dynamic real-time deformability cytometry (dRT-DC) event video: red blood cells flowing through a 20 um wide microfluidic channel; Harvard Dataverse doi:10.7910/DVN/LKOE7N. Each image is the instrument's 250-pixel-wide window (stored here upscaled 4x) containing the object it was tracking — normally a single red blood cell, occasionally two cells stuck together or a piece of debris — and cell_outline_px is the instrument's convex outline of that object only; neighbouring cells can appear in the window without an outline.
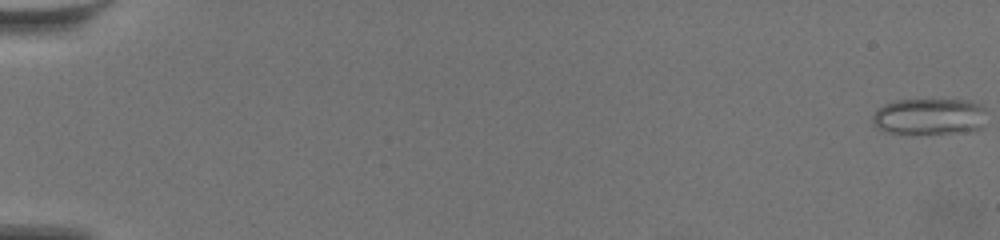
{"species": "common noctule bat (a hibernating species)", "species_latin": "Nyctalus noctula", "temperature_condition": "warm", "stored_images_in_passage": 61, "camera_frame_rate_fps": 3000, "um_per_image_px": 0.085, "animal": {"sex": "female", "body_mass_g": 19.5, "forearm_length_mm": 54.1}, "frame": {"image": 1, "passage_image": 1, "time_ms": 0.0, "image_size_px": [1000, 240], "cell_outline_px": [[984, 108], [980, 128], [952, 132], [916, 136], [888, 132], [876, 128], [872, 124], [872, 116], [876, 108], [884, 104], [896, 100], [968, 100], [980, 104]], "centroid_in_image_um": [78.86, 9.92], "position_along_channel_um": 6.1, "area_um2": 24.45}}
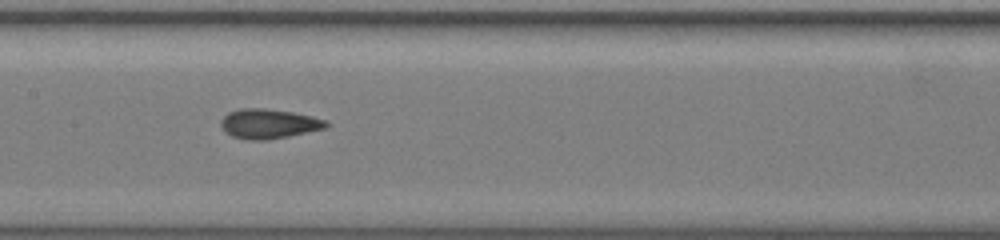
{"frame": {"image": 2, "passage_image": 33, "time_ms": 10.667, "image_size_px": [1000, 240], "cell_outline_px": [[332, 124], [324, 128], [288, 136], [268, 140], [244, 140], [232, 136], [224, 132], [220, 128], [220, 120], [228, 112], [240, 108], [264, 108], [292, 112], [312, 116], [328, 120]], "centroid_in_image_um": [22.81, 10.52], "position_along_channel_um": 184.6, "area_um2": 18.44}}
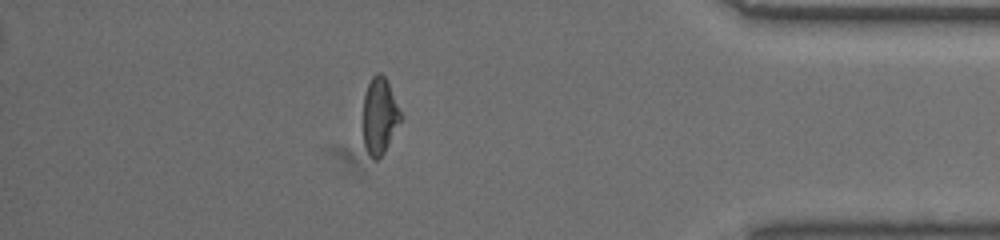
{"frame": {"image": 3, "passage_image": 54, "time_ms": 17.667, "image_size_px": [1000, 240], "cell_outline_px": [[400, 120], [384, 152], [376, 160], [372, 160], [368, 156], [364, 148], [364, 96], [368, 84], [372, 76], [376, 72], [380, 72], [384, 76], [388, 84], [400, 112]], "centroid_in_image_um": [32.23, 9.88], "position_along_channel_um": 403.0, "area_um2": 16.24}, "authors_computed_cell_mechanics": {"area_um2": 18.0336, "velocity_mm_per_s": 3.5629, "shape_relaxation_time_tau1_ms": null, "shape_relaxation_time_tau2_ms": 1.8964, "deformation_change_tau1": null, "deformation_change_tau2": 0.0854}}